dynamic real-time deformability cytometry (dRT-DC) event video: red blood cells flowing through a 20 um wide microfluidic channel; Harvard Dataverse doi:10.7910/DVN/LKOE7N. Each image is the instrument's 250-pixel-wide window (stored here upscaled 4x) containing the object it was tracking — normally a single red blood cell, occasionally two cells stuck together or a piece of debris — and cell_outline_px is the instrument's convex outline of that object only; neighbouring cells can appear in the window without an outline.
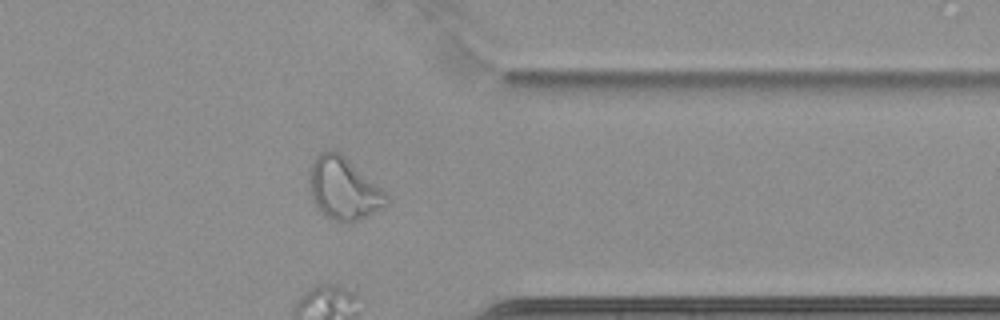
{"species": "common noctule bat (a hibernating species)", "species_latin": "Nyctalus noctula", "temperature_condition": "cold", "stored_images_in_passage": 50, "segment_of_instrument_passage": [2, 2], "camera_frame_rate_fps": 3000, "um_per_image_px": 0.085, "animal": {"sex": "female", "body_mass_g": 22.7, "forearm_length_mm": 54.2}, "frame": {"image": 1, "passage_image": 39, "time_ms": 12.667, "image_size_px": [1000, 320], "cell_outline_px": [[388, 204], [356, 220], [336, 220], [328, 216], [312, 200], [308, 184], [308, 176], [312, 164], [316, 156], [320, 152], [340, 152], [388, 192]], "centroid_in_image_um": [29.22, 15.98], "position_along_channel_um": 382.2, "area_um2": 27.4}}